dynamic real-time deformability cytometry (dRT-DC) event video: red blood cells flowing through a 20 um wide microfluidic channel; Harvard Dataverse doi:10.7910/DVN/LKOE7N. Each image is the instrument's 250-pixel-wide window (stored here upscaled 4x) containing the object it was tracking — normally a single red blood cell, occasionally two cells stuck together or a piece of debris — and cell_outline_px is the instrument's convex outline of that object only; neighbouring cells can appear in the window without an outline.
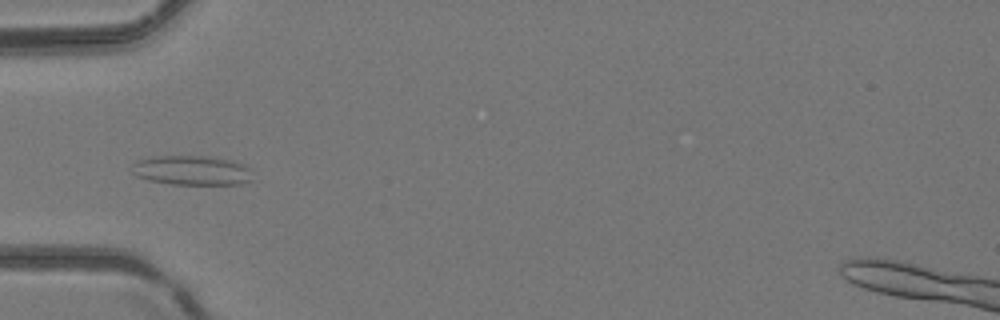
{"species": "common noctule bat (a hibernating species)", "species_latin": "Nyctalus noctula", "temperature_condition": "room temperature", "stored_images_in_passage": 35, "segment_of_instrument_passage": [1, 2], "camera_frame_rate_fps": 3000, "um_per_image_px": 0.085, "animal": {"sex": "female", "body_mass_g": 24.6, "forearm_length_mm": 56.2}, "frame": {"image": 1, "passage_image": 1, "time_ms": 0.0, "image_size_px": [1000, 320], "cell_outline_px": [[252, 180], [240, 184], [172, 184], [148, 180], [136, 176], [132, 172], [132, 164], [136, 160], [156, 156], [216, 156], [232, 160], [244, 164], [248, 168]], "centroid_in_image_um": [16.29, 14.47], "position_along_channel_um": 68.7, "area_um2": 20.92}}
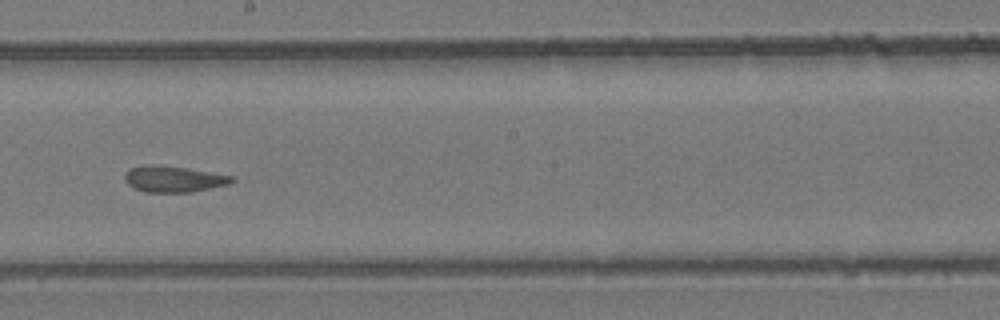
{"frame": {"image": 2, "passage_image": 13, "time_ms": 4.0, "image_size_px": [1000, 320], "cell_outline_px": [[236, 180], [228, 184], [192, 192], [144, 192], [128, 184], [124, 180], [124, 176], [132, 168], [148, 164], [152, 164], [184, 168], [232, 176]], "centroid_in_image_um": [14.75, 15.23], "position_along_channel_um": 233.5, "area_um2": 15.95}}
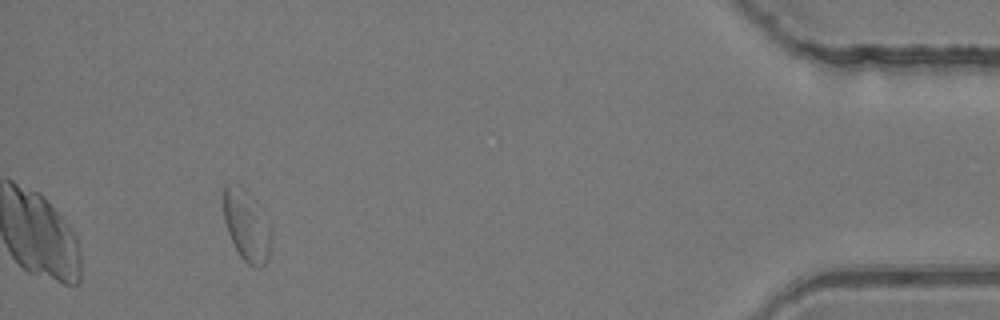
{"frame": {"image": 3, "passage_image": 31, "time_ms": 10.0, "image_size_px": [1000, 320], "cell_outline_px": [[272, 232], [268, 256], [264, 264], [260, 268], [256, 268], [248, 264], [240, 256], [228, 232], [224, 220], [224, 184], [240, 184], [248, 192], [272, 228]], "centroid_in_image_um": [20.96, 19.17], "position_along_channel_um": 414.2, "area_um2": 19.54}}